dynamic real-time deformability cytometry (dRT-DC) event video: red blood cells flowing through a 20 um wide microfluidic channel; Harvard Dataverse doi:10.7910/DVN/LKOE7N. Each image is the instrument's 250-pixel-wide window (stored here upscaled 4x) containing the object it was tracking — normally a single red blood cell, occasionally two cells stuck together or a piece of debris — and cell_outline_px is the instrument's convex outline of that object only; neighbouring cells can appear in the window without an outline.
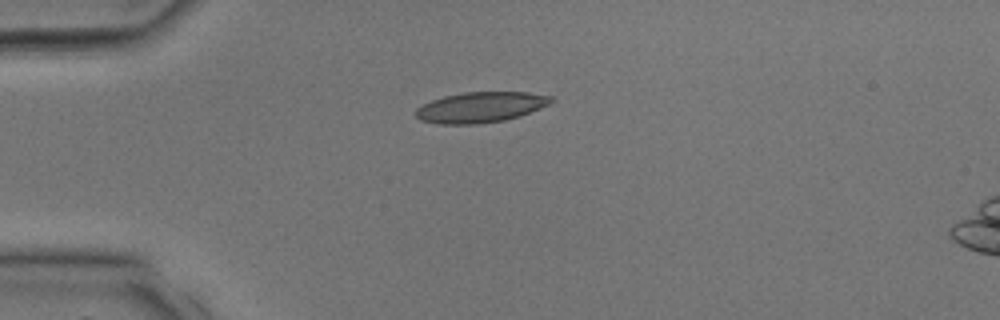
{"species": "common noctule bat (a hibernating species)", "species_latin": "Nyctalus noctula", "temperature_condition": "room temperature", "stored_images_in_passage": 19, "camera_frame_rate_fps": 3000, "um_per_image_px": 0.085, "animal": {"sex": "male", "body_mass_g": 17.9, "forearm_length_mm": 54.2}, "frame": {"image": 1, "passage_image": 9, "time_ms": 2.667, "image_size_px": [1000, 320], "cell_outline_px": [[556, 100], [540, 108], [520, 116], [504, 120], [476, 124], [440, 124], [420, 120], [416, 116], [416, 108], [432, 100], [444, 96], [464, 92], [528, 92], [552, 96]], "centroid_in_image_um": [40.87, 9.11], "position_along_channel_um": 44.1, "area_um2": 24.04}}